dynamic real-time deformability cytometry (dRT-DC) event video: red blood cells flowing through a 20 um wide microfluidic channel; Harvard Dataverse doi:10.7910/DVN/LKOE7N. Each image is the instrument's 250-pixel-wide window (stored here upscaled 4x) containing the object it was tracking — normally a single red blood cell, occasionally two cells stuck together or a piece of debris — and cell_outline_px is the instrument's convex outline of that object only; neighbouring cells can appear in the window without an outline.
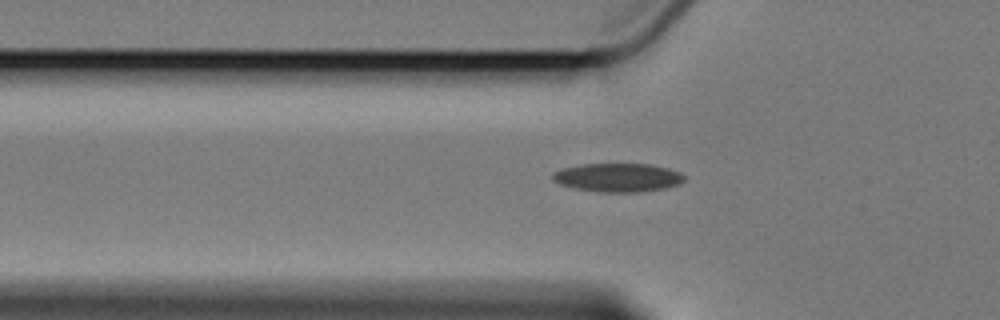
{"species": "Egyptian fruit bat (a non-hibernating species)", "species_latin": "Rousettus aegyptiacus", "temperature_condition": "cold", "stored_images_in_passage": 3, "camera_frame_rate_fps": 3000, "um_per_image_px": 0.085, "animal": {"sex": "female"}, "frame": {"image": 1, "passage_image": 3, "time_ms": 2.333, "image_size_px": [1000, 320], "cell_outline_px": [[684, 180], [680, 184], [664, 188], [640, 192], [600, 192], [576, 188], [560, 184], [552, 180], [552, 172], [560, 168], [580, 164], [652, 164], [668, 168], [680, 172], [684, 176]], "centroid_in_image_um": [52.5, 15.08], "position_along_channel_um": 73.3, "area_um2": 22.08}}